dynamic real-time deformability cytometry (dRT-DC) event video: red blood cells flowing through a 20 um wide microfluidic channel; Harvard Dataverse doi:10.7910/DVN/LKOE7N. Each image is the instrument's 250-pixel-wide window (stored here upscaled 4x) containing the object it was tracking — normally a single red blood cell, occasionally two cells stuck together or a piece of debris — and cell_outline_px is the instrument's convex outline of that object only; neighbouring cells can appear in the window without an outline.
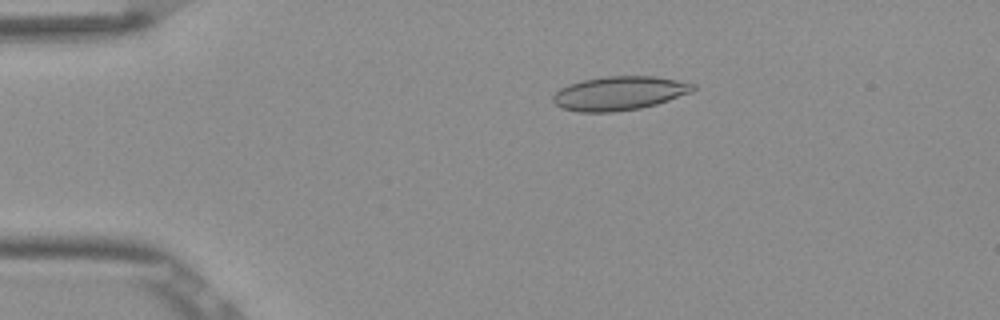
{"species": "Egyptian fruit bat (a non-hibernating species)", "species_latin": "Rousettus aegyptiacus", "temperature_condition": "room temperature", "stored_images_in_passage": 52, "camera_frame_rate_fps": 3000, "um_per_image_px": 0.085, "frame": {"image": 1, "passage_image": 10, "time_ms": 3.0, "image_size_px": [1000, 320], "cell_outline_px": [[696, 88], [692, 92], [656, 104], [640, 108], [612, 112], [576, 112], [564, 108], [556, 104], [552, 100], [552, 96], [560, 88], [568, 84], [580, 80], [604, 76], [656, 76], [696, 84]], "centroid_in_image_um": [52.63, 7.92], "position_along_channel_um": 32.4, "area_um2": 27.74}}
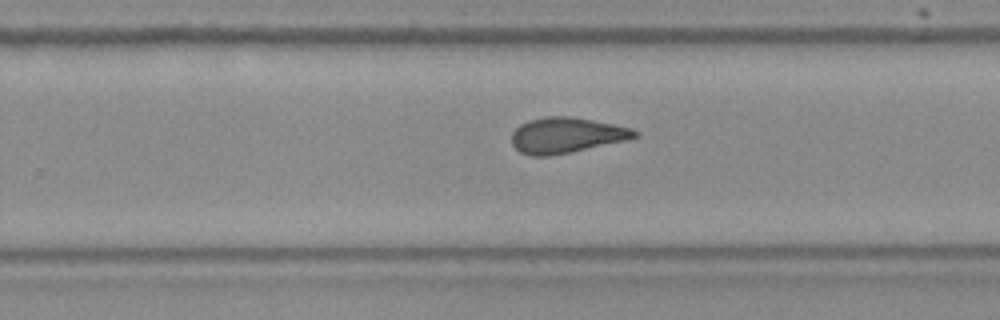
{"frame": {"image": 2, "passage_image": 33, "time_ms": 10.667, "image_size_px": [1000, 320], "cell_outline_px": [[640, 136], [628, 140], [548, 156], [532, 156], [520, 152], [512, 144], [512, 132], [520, 124], [528, 120], [544, 116], [568, 116], [592, 120], [632, 128], [640, 132]], "centroid_in_image_um": [48.15, 11.48], "position_along_channel_um": 281.7, "area_um2": 25.43}}
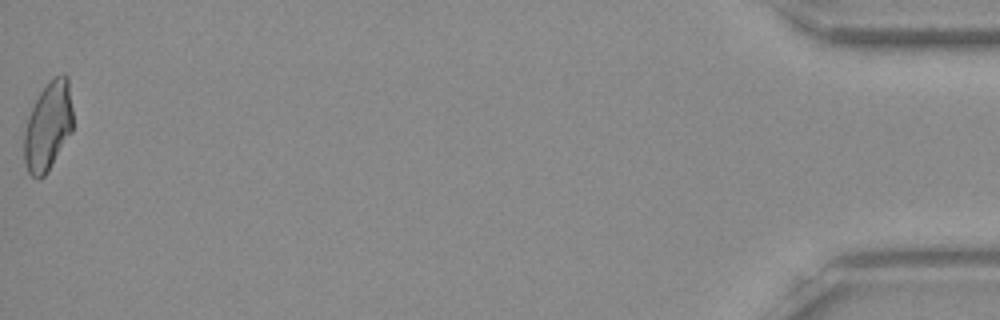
{"frame": {"image": 3, "passage_image": 52, "time_ms": 17.0, "image_size_px": [1000, 320], "cell_outline_px": [[72, 132], [48, 172], [40, 180], [36, 180], [28, 172], [24, 160], [24, 132], [28, 116], [40, 92], [52, 76], [64, 72], [68, 76], [72, 108]], "centroid_in_image_um": [4.09, 10.73], "position_along_channel_um": 431.1, "area_um2": 25.61}, "authors_computed_cell_mechanics": {"area_um2": 25.6054, "velocity_mm_per_s": 3.8851, "shape_relaxation_time_tau1_ms": null, "shape_relaxation_time_tau2_ms": 1.7779, "deformation_change_tau1": null, "deformation_change_tau2": 0.0818}}